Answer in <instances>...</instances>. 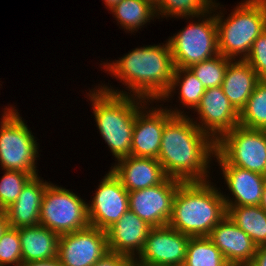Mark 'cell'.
<instances>
[{"label": "cell", "mask_w": 266, "mask_h": 266, "mask_svg": "<svg viewBox=\"0 0 266 266\" xmlns=\"http://www.w3.org/2000/svg\"><path fill=\"white\" fill-rule=\"evenodd\" d=\"M215 152L216 142L195 125L191 116L174 115L163 129L157 160L169 178L203 182L210 179Z\"/></svg>", "instance_id": "6da1fadb"}, {"label": "cell", "mask_w": 266, "mask_h": 266, "mask_svg": "<svg viewBox=\"0 0 266 266\" xmlns=\"http://www.w3.org/2000/svg\"><path fill=\"white\" fill-rule=\"evenodd\" d=\"M102 64L103 69L111 77L120 80L128 92L98 84L104 91L138 97L155 103L160 102L168 91L175 70L167 41L162 45L137 47L119 60L115 59L110 63L107 60Z\"/></svg>", "instance_id": "7a4b0ae2"}, {"label": "cell", "mask_w": 266, "mask_h": 266, "mask_svg": "<svg viewBox=\"0 0 266 266\" xmlns=\"http://www.w3.org/2000/svg\"><path fill=\"white\" fill-rule=\"evenodd\" d=\"M211 180L182 182L175 194L168 226L190 237L209 236L227 216L222 192Z\"/></svg>", "instance_id": "3957f363"}, {"label": "cell", "mask_w": 266, "mask_h": 266, "mask_svg": "<svg viewBox=\"0 0 266 266\" xmlns=\"http://www.w3.org/2000/svg\"><path fill=\"white\" fill-rule=\"evenodd\" d=\"M87 94L96 126L112 155L119 160L131 156L136 113L148 102L144 99L104 91L95 86ZM98 87V88H97Z\"/></svg>", "instance_id": "277c9868"}, {"label": "cell", "mask_w": 266, "mask_h": 266, "mask_svg": "<svg viewBox=\"0 0 266 266\" xmlns=\"http://www.w3.org/2000/svg\"><path fill=\"white\" fill-rule=\"evenodd\" d=\"M220 6L214 2L212 7L219 54L231 60H245L254 41L266 30V4L263 0H243L226 18L224 10H218Z\"/></svg>", "instance_id": "5b68a950"}, {"label": "cell", "mask_w": 266, "mask_h": 266, "mask_svg": "<svg viewBox=\"0 0 266 266\" xmlns=\"http://www.w3.org/2000/svg\"><path fill=\"white\" fill-rule=\"evenodd\" d=\"M3 110L0 119L1 169L25 172L35 177L39 171L36 169L39 143L14 106Z\"/></svg>", "instance_id": "8992f818"}, {"label": "cell", "mask_w": 266, "mask_h": 266, "mask_svg": "<svg viewBox=\"0 0 266 266\" xmlns=\"http://www.w3.org/2000/svg\"><path fill=\"white\" fill-rule=\"evenodd\" d=\"M196 18L167 40L175 68H189L219 54L214 11Z\"/></svg>", "instance_id": "52a82bcc"}, {"label": "cell", "mask_w": 266, "mask_h": 266, "mask_svg": "<svg viewBox=\"0 0 266 266\" xmlns=\"http://www.w3.org/2000/svg\"><path fill=\"white\" fill-rule=\"evenodd\" d=\"M39 224L59 235L82 230L89 226L87 202L50 182L42 198Z\"/></svg>", "instance_id": "ba28073f"}, {"label": "cell", "mask_w": 266, "mask_h": 266, "mask_svg": "<svg viewBox=\"0 0 266 266\" xmlns=\"http://www.w3.org/2000/svg\"><path fill=\"white\" fill-rule=\"evenodd\" d=\"M216 151L231 165L266 176V132L237 125L216 142Z\"/></svg>", "instance_id": "9c48e42d"}, {"label": "cell", "mask_w": 266, "mask_h": 266, "mask_svg": "<svg viewBox=\"0 0 266 266\" xmlns=\"http://www.w3.org/2000/svg\"><path fill=\"white\" fill-rule=\"evenodd\" d=\"M153 103V104H151ZM154 102H147L137 113L134 123L131 156L157 159L159 155L163 129L174 115H186L184 110L163 108ZM150 106V108H149ZM155 107V108H154Z\"/></svg>", "instance_id": "30bf717a"}, {"label": "cell", "mask_w": 266, "mask_h": 266, "mask_svg": "<svg viewBox=\"0 0 266 266\" xmlns=\"http://www.w3.org/2000/svg\"><path fill=\"white\" fill-rule=\"evenodd\" d=\"M182 181L167 177L149 188L130 191L129 210L153 227L167 226L178 186Z\"/></svg>", "instance_id": "8fae6325"}, {"label": "cell", "mask_w": 266, "mask_h": 266, "mask_svg": "<svg viewBox=\"0 0 266 266\" xmlns=\"http://www.w3.org/2000/svg\"><path fill=\"white\" fill-rule=\"evenodd\" d=\"M87 203L89 225L106 231L129 210L128 191L110 170ZM91 203V204H90Z\"/></svg>", "instance_id": "7c38bea8"}, {"label": "cell", "mask_w": 266, "mask_h": 266, "mask_svg": "<svg viewBox=\"0 0 266 266\" xmlns=\"http://www.w3.org/2000/svg\"><path fill=\"white\" fill-rule=\"evenodd\" d=\"M190 236L171 227L149 230L142 251L133 260L141 266H173L185 263Z\"/></svg>", "instance_id": "4fadbf2b"}, {"label": "cell", "mask_w": 266, "mask_h": 266, "mask_svg": "<svg viewBox=\"0 0 266 266\" xmlns=\"http://www.w3.org/2000/svg\"><path fill=\"white\" fill-rule=\"evenodd\" d=\"M107 251L106 231L89 225L59 236L57 258L63 266H92Z\"/></svg>", "instance_id": "5bb4252c"}, {"label": "cell", "mask_w": 266, "mask_h": 266, "mask_svg": "<svg viewBox=\"0 0 266 266\" xmlns=\"http://www.w3.org/2000/svg\"><path fill=\"white\" fill-rule=\"evenodd\" d=\"M194 112L198 117L196 120L191 118L192 121L215 142L239 125V112L229 102L221 86L207 88Z\"/></svg>", "instance_id": "9a60e30c"}, {"label": "cell", "mask_w": 266, "mask_h": 266, "mask_svg": "<svg viewBox=\"0 0 266 266\" xmlns=\"http://www.w3.org/2000/svg\"><path fill=\"white\" fill-rule=\"evenodd\" d=\"M232 198L223 195L225 206H257L260 204L266 176L229 164L217 151L214 156ZM217 160V161H216Z\"/></svg>", "instance_id": "2e32d148"}, {"label": "cell", "mask_w": 266, "mask_h": 266, "mask_svg": "<svg viewBox=\"0 0 266 266\" xmlns=\"http://www.w3.org/2000/svg\"><path fill=\"white\" fill-rule=\"evenodd\" d=\"M231 266H248L256 253L253 240L225 216L208 236Z\"/></svg>", "instance_id": "e0dca14e"}, {"label": "cell", "mask_w": 266, "mask_h": 266, "mask_svg": "<svg viewBox=\"0 0 266 266\" xmlns=\"http://www.w3.org/2000/svg\"><path fill=\"white\" fill-rule=\"evenodd\" d=\"M110 169L128 192L156 186L167 178L161 163L153 158L123 157Z\"/></svg>", "instance_id": "ac0fdd59"}, {"label": "cell", "mask_w": 266, "mask_h": 266, "mask_svg": "<svg viewBox=\"0 0 266 266\" xmlns=\"http://www.w3.org/2000/svg\"><path fill=\"white\" fill-rule=\"evenodd\" d=\"M151 228L135 213L128 210L106 230L108 249L134 260L142 251Z\"/></svg>", "instance_id": "d6986e66"}, {"label": "cell", "mask_w": 266, "mask_h": 266, "mask_svg": "<svg viewBox=\"0 0 266 266\" xmlns=\"http://www.w3.org/2000/svg\"><path fill=\"white\" fill-rule=\"evenodd\" d=\"M49 184L39 175L27 182L18 199L5 209L9 227L18 229L39 224L42 198Z\"/></svg>", "instance_id": "ffe728a7"}, {"label": "cell", "mask_w": 266, "mask_h": 266, "mask_svg": "<svg viewBox=\"0 0 266 266\" xmlns=\"http://www.w3.org/2000/svg\"><path fill=\"white\" fill-rule=\"evenodd\" d=\"M260 81L245 60H231L225 72L222 89L232 106L240 112Z\"/></svg>", "instance_id": "44dd1931"}, {"label": "cell", "mask_w": 266, "mask_h": 266, "mask_svg": "<svg viewBox=\"0 0 266 266\" xmlns=\"http://www.w3.org/2000/svg\"><path fill=\"white\" fill-rule=\"evenodd\" d=\"M18 231L23 263L57 258L59 234L40 224Z\"/></svg>", "instance_id": "7402d4cb"}, {"label": "cell", "mask_w": 266, "mask_h": 266, "mask_svg": "<svg viewBox=\"0 0 266 266\" xmlns=\"http://www.w3.org/2000/svg\"><path fill=\"white\" fill-rule=\"evenodd\" d=\"M110 12L120 27L131 33L157 17L155 5L149 0H121Z\"/></svg>", "instance_id": "603a6c76"}, {"label": "cell", "mask_w": 266, "mask_h": 266, "mask_svg": "<svg viewBox=\"0 0 266 266\" xmlns=\"http://www.w3.org/2000/svg\"><path fill=\"white\" fill-rule=\"evenodd\" d=\"M227 216L257 247L266 246V213L259 206H226Z\"/></svg>", "instance_id": "cb8c5ba5"}, {"label": "cell", "mask_w": 266, "mask_h": 266, "mask_svg": "<svg viewBox=\"0 0 266 266\" xmlns=\"http://www.w3.org/2000/svg\"><path fill=\"white\" fill-rule=\"evenodd\" d=\"M176 90H179L177 92L179 95L177 98H179L178 100L181 101L180 103H182L183 107L194 111L199 105L206 89L189 68H175L171 85L160 101L166 102L170 98H173V93Z\"/></svg>", "instance_id": "d4e9b609"}, {"label": "cell", "mask_w": 266, "mask_h": 266, "mask_svg": "<svg viewBox=\"0 0 266 266\" xmlns=\"http://www.w3.org/2000/svg\"><path fill=\"white\" fill-rule=\"evenodd\" d=\"M186 266H231L208 236L190 237Z\"/></svg>", "instance_id": "484cf974"}, {"label": "cell", "mask_w": 266, "mask_h": 266, "mask_svg": "<svg viewBox=\"0 0 266 266\" xmlns=\"http://www.w3.org/2000/svg\"><path fill=\"white\" fill-rule=\"evenodd\" d=\"M215 0H158L156 15L163 18L194 19L210 11Z\"/></svg>", "instance_id": "4316f807"}, {"label": "cell", "mask_w": 266, "mask_h": 266, "mask_svg": "<svg viewBox=\"0 0 266 266\" xmlns=\"http://www.w3.org/2000/svg\"><path fill=\"white\" fill-rule=\"evenodd\" d=\"M239 125L251 129H266V80H260L239 112Z\"/></svg>", "instance_id": "83f0119b"}, {"label": "cell", "mask_w": 266, "mask_h": 266, "mask_svg": "<svg viewBox=\"0 0 266 266\" xmlns=\"http://www.w3.org/2000/svg\"><path fill=\"white\" fill-rule=\"evenodd\" d=\"M230 61L231 59L218 54L211 59L192 65L189 69L203 84L205 89L219 87L222 85Z\"/></svg>", "instance_id": "f1b7e54d"}, {"label": "cell", "mask_w": 266, "mask_h": 266, "mask_svg": "<svg viewBox=\"0 0 266 266\" xmlns=\"http://www.w3.org/2000/svg\"><path fill=\"white\" fill-rule=\"evenodd\" d=\"M0 178V210H5L14 203L23 187L33 177L29 173L5 170Z\"/></svg>", "instance_id": "f546056e"}, {"label": "cell", "mask_w": 266, "mask_h": 266, "mask_svg": "<svg viewBox=\"0 0 266 266\" xmlns=\"http://www.w3.org/2000/svg\"><path fill=\"white\" fill-rule=\"evenodd\" d=\"M22 262L19 231L8 227L0 238V266H20Z\"/></svg>", "instance_id": "4dcf8cb0"}, {"label": "cell", "mask_w": 266, "mask_h": 266, "mask_svg": "<svg viewBox=\"0 0 266 266\" xmlns=\"http://www.w3.org/2000/svg\"><path fill=\"white\" fill-rule=\"evenodd\" d=\"M245 61L257 73L260 80H266V30L254 41Z\"/></svg>", "instance_id": "1f68e13d"}, {"label": "cell", "mask_w": 266, "mask_h": 266, "mask_svg": "<svg viewBox=\"0 0 266 266\" xmlns=\"http://www.w3.org/2000/svg\"><path fill=\"white\" fill-rule=\"evenodd\" d=\"M132 261L127 255L109 250L92 266H128Z\"/></svg>", "instance_id": "d6a6232c"}, {"label": "cell", "mask_w": 266, "mask_h": 266, "mask_svg": "<svg viewBox=\"0 0 266 266\" xmlns=\"http://www.w3.org/2000/svg\"><path fill=\"white\" fill-rule=\"evenodd\" d=\"M248 266H266V246H259Z\"/></svg>", "instance_id": "836d02e7"}, {"label": "cell", "mask_w": 266, "mask_h": 266, "mask_svg": "<svg viewBox=\"0 0 266 266\" xmlns=\"http://www.w3.org/2000/svg\"><path fill=\"white\" fill-rule=\"evenodd\" d=\"M20 266H63L58 258L50 260L34 261L28 263H21Z\"/></svg>", "instance_id": "e575fe53"}, {"label": "cell", "mask_w": 266, "mask_h": 266, "mask_svg": "<svg viewBox=\"0 0 266 266\" xmlns=\"http://www.w3.org/2000/svg\"><path fill=\"white\" fill-rule=\"evenodd\" d=\"M9 222L5 210H0V238L3 233L8 229Z\"/></svg>", "instance_id": "d590c367"}, {"label": "cell", "mask_w": 266, "mask_h": 266, "mask_svg": "<svg viewBox=\"0 0 266 266\" xmlns=\"http://www.w3.org/2000/svg\"><path fill=\"white\" fill-rule=\"evenodd\" d=\"M259 206L265 211L266 213V182L264 184V187H263V193H262V197H261V201H260V204Z\"/></svg>", "instance_id": "8d00e7d4"}, {"label": "cell", "mask_w": 266, "mask_h": 266, "mask_svg": "<svg viewBox=\"0 0 266 266\" xmlns=\"http://www.w3.org/2000/svg\"><path fill=\"white\" fill-rule=\"evenodd\" d=\"M105 2L106 9L110 10L115 5H117L121 0H103Z\"/></svg>", "instance_id": "74e56055"}, {"label": "cell", "mask_w": 266, "mask_h": 266, "mask_svg": "<svg viewBox=\"0 0 266 266\" xmlns=\"http://www.w3.org/2000/svg\"><path fill=\"white\" fill-rule=\"evenodd\" d=\"M128 266H141V265H139V264L135 263L134 261H132Z\"/></svg>", "instance_id": "f35d334b"}, {"label": "cell", "mask_w": 266, "mask_h": 266, "mask_svg": "<svg viewBox=\"0 0 266 266\" xmlns=\"http://www.w3.org/2000/svg\"><path fill=\"white\" fill-rule=\"evenodd\" d=\"M151 1L154 5L158 2V0H149Z\"/></svg>", "instance_id": "ab89813d"}, {"label": "cell", "mask_w": 266, "mask_h": 266, "mask_svg": "<svg viewBox=\"0 0 266 266\" xmlns=\"http://www.w3.org/2000/svg\"><path fill=\"white\" fill-rule=\"evenodd\" d=\"M173 266H186L185 264H181V265H173Z\"/></svg>", "instance_id": "60d3db41"}]
</instances>
